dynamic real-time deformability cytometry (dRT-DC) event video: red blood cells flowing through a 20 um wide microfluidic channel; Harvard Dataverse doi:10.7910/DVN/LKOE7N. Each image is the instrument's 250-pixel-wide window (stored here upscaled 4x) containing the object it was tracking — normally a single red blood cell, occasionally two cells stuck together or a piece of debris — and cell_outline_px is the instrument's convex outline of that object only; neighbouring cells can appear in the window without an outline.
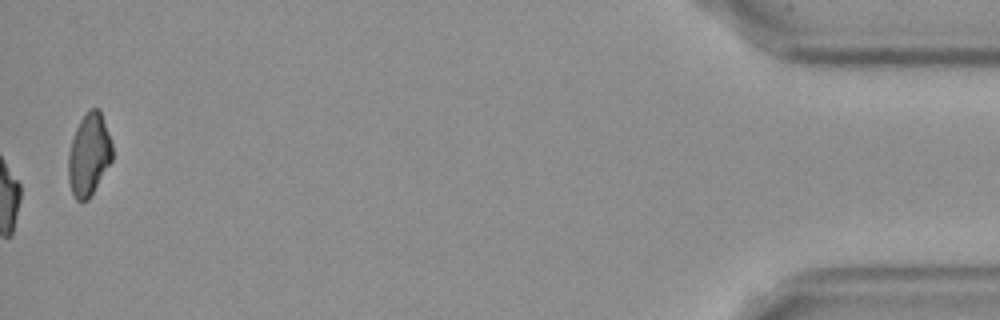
{"species": "Egyptian fruit bat (a non-hibernating species)", "species_latin": "Rousettus aegyptiacus", "temperature_condition": "cold", "stored_images_in_passage": 57, "camera_frame_rate_fps": 3000, "um_per_image_px": 0.085, "frame": {"image": 1, "passage_image": 57, "time_ms": 18.667, "image_size_px": [1000, 320], "cell_outline_px": [[112, 160], [88, 200], [76, 200], [72, 192], [68, 180], [68, 152], [76, 128], [80, 120], [92, 108], [100, 108], [112, 144]], "centroid_in_image_um": [7.55, 13.14], "position_along_channel_um": 427.6, "area_um2": 20.87}}